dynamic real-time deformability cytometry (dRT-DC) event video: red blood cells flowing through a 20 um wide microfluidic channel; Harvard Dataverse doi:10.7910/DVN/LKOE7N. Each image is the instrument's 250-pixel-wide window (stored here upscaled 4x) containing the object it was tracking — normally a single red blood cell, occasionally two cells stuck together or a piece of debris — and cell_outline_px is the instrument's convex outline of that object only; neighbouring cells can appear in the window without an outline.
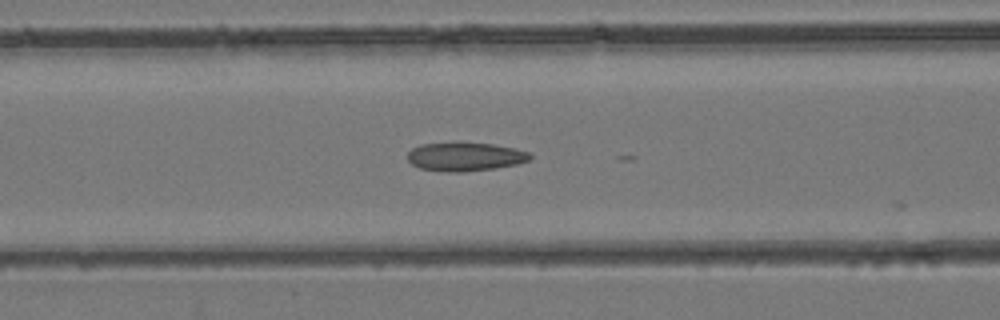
{"species": "common noctule bat (a hibernating species)", "species_latin": "Nyctalus noctula", "temperature_condition": "room temperature", "stored_images_in_passage": 13, "camera_frame_rate_fps": 3000, "um_per_image_px": 0.085, "animal": {"sex": "female", "body_mass_g": 24.6, "forearm_length_mm": 56.2}, "frame": {"image": 1, "passage_image": 9, "time_ms": 2.667, "image_size_px": [1000, 320], "cell_outline_px": [[532, 160], [516, 164], [496, 168], [460, 172], [448, 172], [420, 168], [412, 164], [408, 160], [408, 152], [412, 148], [420, 144], [492, 144], [516, 148], [528, 152], [532, 156]], "centroid_in_image_um": [39.56, 13.34], "position_along_channel_um": 127.0, "area_um2": 20.06}}
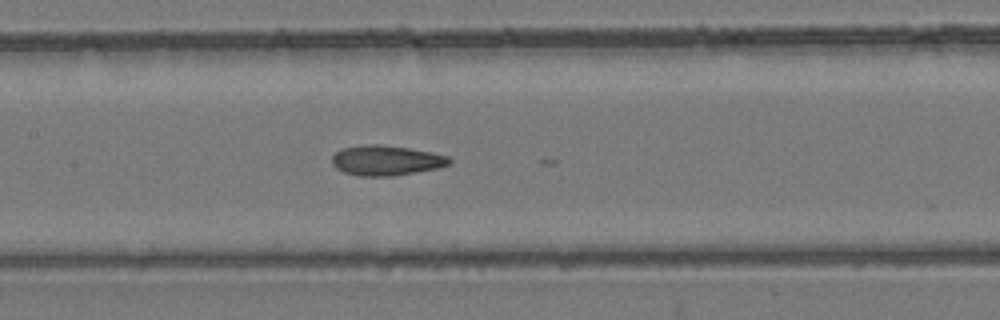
{"frame": {"image": 2, "passage_image": 12, "time_ms": 3.667, "image_size_px": [1000, 320], "cell_outline_px": [[452, 164], [436, 168], [416, 172], [392, 176], [360, 176], [344, 172], [336, 168], [332, 164], [332, 156], [340, 148], [368, 144], [380, 144], [408, 148], [448, 156], [452, 160]], "centroid_in_image_um": [32.8, 13.63], "position_along_channel_um": 174.6, "area_um2": 20.52}}